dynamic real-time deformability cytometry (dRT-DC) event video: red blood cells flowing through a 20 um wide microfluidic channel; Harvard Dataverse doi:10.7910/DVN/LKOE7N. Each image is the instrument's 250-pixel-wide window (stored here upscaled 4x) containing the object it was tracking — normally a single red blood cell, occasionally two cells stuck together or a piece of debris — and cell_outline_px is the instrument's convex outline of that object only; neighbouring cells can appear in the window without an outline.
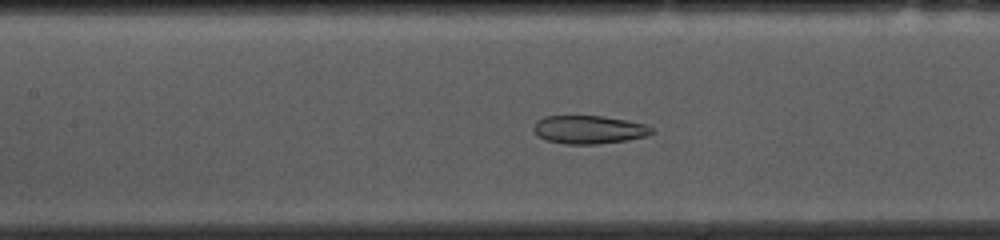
{"species": "common noctule bat (a hibernating species)", "species_latin": "Nyctalus noctula", "temperature_condition": "cold", "stored_images_in_passage": 42, "camera_frame_rate_fps": 3000, "um_per_image_px": 0.085, "animal": {"sex": "female", "body_mass_g": 10.0, "forearm_length_mm": 53.1}, "frame": {"image": 1, "passage_image": 11, "time_ms": 3.333, "image_size_px": [1000, 240], "cell_outline_px": [[656, 132], [648, 136], [628, 140], [596, 144], [564, 144], [544, 140], [536, 136], [532, 128], [536, 120], [544, 116], [604, 116], [628, 120], [648, 124], [656, 128]], "centroid_in_image_um": [50.1, 11.02], "position_along_channel_um": 157.3, "area_um2": 20.06}}
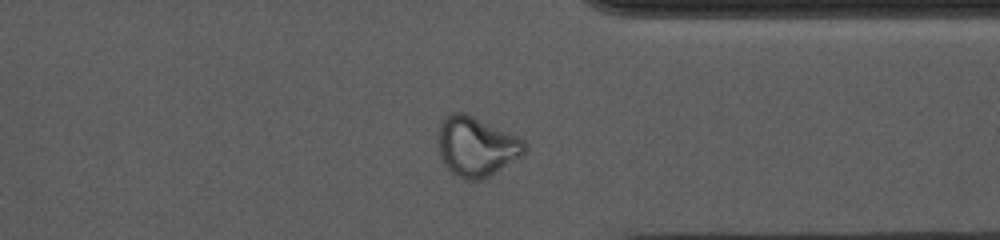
{"frame": {"image": 2, "passage_image": 29, "time_ms": 9.333, "image_size_px": [1000, 240], "cell_outline_px": [[528, 148], [520, 156], [488, 176], [480, 180], [464, 180], [452, 172], [444, 164], [440, 156], [436, 144], [436, 140], [440, 124], [444, 116], [452, 112], [464, 112], [520, 136], [524, 140]], "centroid_in_image_um": [40.45, 12.42], "position_along_channel_um": 370.9, "area_um2": 30.29}}
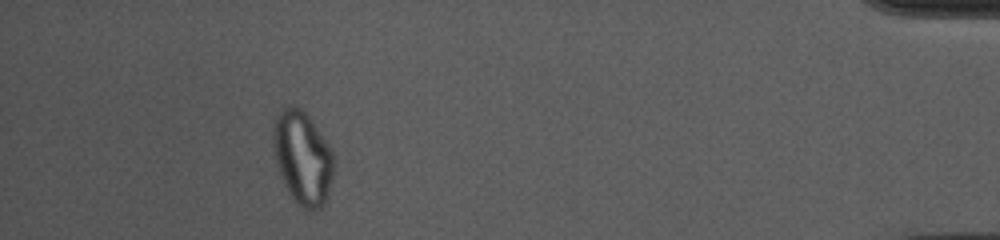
{"frame": {"image": 3, "passage_image": 37, "time_ms": 12.0, "image_size_px": [1000, 240], "cell_outline_px": [[336, 164], [328, 196], [324, 204], [320, 208], [304, 208], [296, 204], [284, 184], [280, 176], [276, 164], [272, 144], [272, 128], [276, 116], [280, 108], [292, 104], [300, 108], [308, 116], [332, 148], [336, 156]], "centroid_in_image_um": [25.73, 13.38], "position_along_channel_um": 409.5, "area_um2": 33.64}, "authors_computed_cell_mechanics": {"area_um2": 23.9581, "velocity_mm_per_s": 3.6423, "shape_relaxation_time_tau1_ms": null, "shape_relaxation_time_tau2_ms": 2.657, "deformation_change_tau1": null, "deformation_change_tau2": 0.0847}}